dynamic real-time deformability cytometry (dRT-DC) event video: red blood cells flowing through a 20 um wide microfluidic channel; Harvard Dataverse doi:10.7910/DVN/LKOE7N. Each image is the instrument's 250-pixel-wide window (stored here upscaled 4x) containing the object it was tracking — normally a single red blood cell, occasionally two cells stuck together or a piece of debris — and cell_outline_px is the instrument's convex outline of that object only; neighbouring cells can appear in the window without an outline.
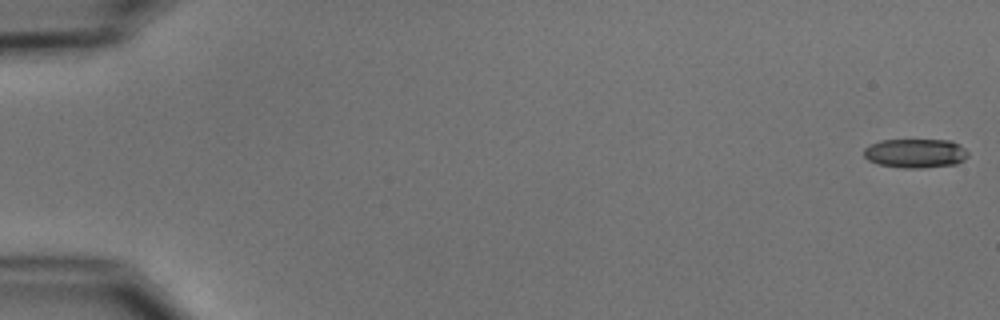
{"species": "common noctule bat (a hibernating species)", "species_latin": "Nyctalus noctula", "temperature_condition": "cold", "stored_images_in_passage": 5, "camera_frame_rate_fps": 3000, "um_per_image_px": 0.085, "animal": {"sex": "male", "body_mass_g": 15.6}, "frame": {"image": 1, "passage_image": 1, "time_ms": 0.0, "image_size_px": [1000, 320], "cell_outline_px": [[968, 156], [964, 160], [956, 164], [920, 168], [904, 168], [880, 164], [868, 160], [864, 156], [864, 148], [868, 144], [880, 140], [952, 140], [960, 144], [968, 152]], "centroid_in_image_um": [77.82, 13.02], "position_along_channel_um": 7.2, "area_um2": 17.8}}
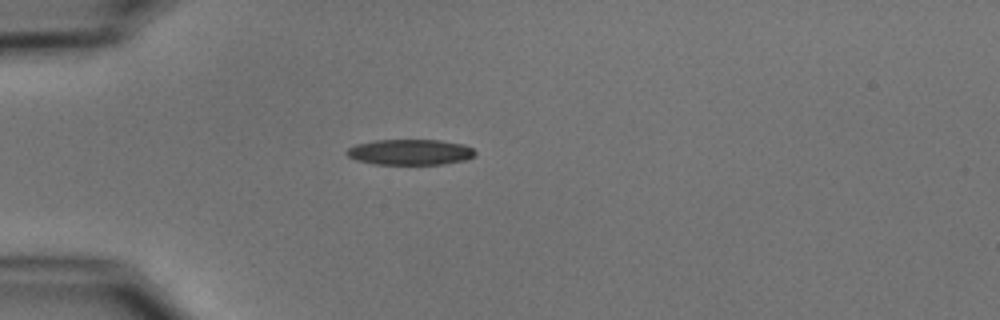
{"frame": {"image": 2, "passage_image": 5, "time_ms": 5.0, "image_size_px": [1000, 320], "cell_outline_px": [[476, 156], [464, 160], [444, 164], [372, 164], [356, 160], [348, 156], [344, 152], [348, 148], [356, 144], [376, 140], [440, 140], [464, 144], [472, 148], [476, 152]], "centroid_in_image_um": [34.86, 12.93], "position_along_channel_um": 50.1, "area_um2": 19.31}}